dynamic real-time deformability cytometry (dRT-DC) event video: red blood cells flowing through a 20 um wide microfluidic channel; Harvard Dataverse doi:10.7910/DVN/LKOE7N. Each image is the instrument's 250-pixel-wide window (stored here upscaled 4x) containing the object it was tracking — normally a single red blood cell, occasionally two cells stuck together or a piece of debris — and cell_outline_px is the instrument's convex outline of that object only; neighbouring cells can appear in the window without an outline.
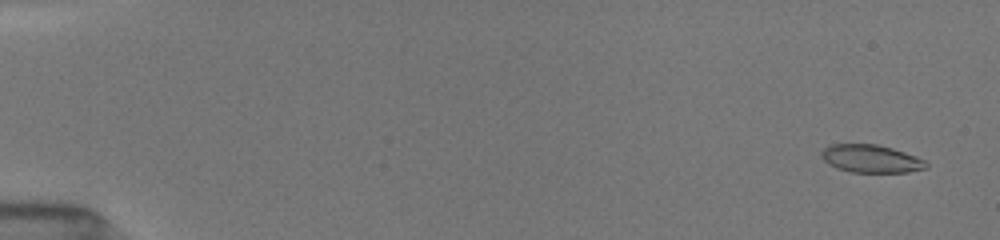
{"species": "common noctule bat (a hibernating species)", "species_latin": "Nyctalus noctula", "temperature_condition": "room temperature", "stored_images_in_passage": 117, "camera_frame_rate_fps": 3000, "um_per_image_px": 0.085, "animal": {"sex": "female", "body_mass_g": 19.5, "forearm_length_mm": 54.1}, "frame": {"image": 1, "passage_image": 7, "time_ms": 0.667, "image_size_px": [1000, 240], "cell_outline_px": [[928, 168], [908, 172], [848, 172], [836, 168], [828, 164], [820, 156], [820, 152], [828, 144], [876, 144], [892, 148], [916, 156], [924, 160], [928, 164]], "centroid_in_image_um": [74.0, 13.49], "position_along_channel_um": 11.0, "area_um2": 17.17}}
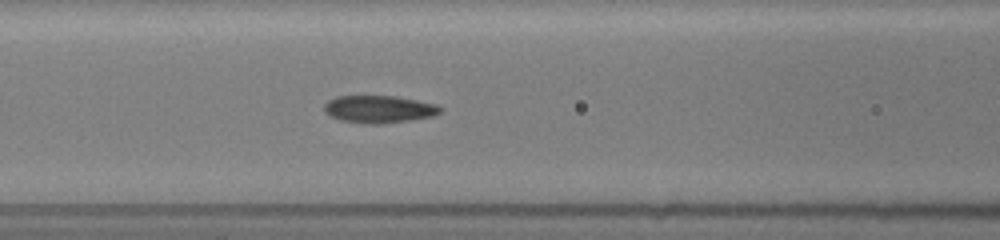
{"frame": {"image": 2, "passage_image": 53, "time_ms": 7.667, "image_size_px": [1000, 240], "cell_outline_px": [[444, 108], [440, 112], [432, 116], [412, 120], [384, 124], [372, 124], [340, 120], [324, 112], [324, 104], [328, 100], [336, 96], [396, 96], [436, 104]], "centroid_in_image_um": [32.22, 9.28], "position_along_channel_um": 134.4, "area_um2": 18.61}}
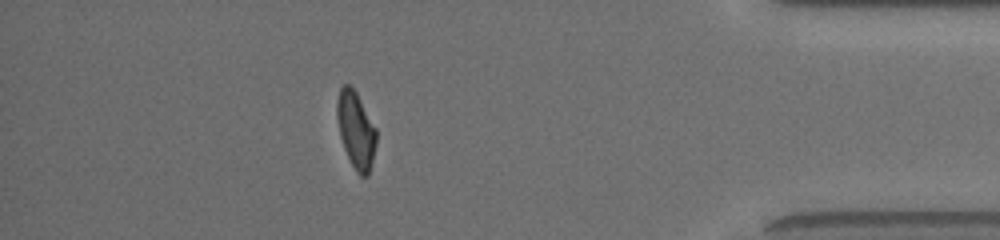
{"frame": {"image": 3, "passage_image": 102, "time_ms": 15.333, "image_size_px": [1000, 240], "cell_outline_px": [[376, 144], [368, 176], [360, 176], [356, 172], [344, 148], [340, 136], [336, 116], [336, 100], [340, 88], [344, 84], [348, 84], [356, 92], [376, 128]], "centroid_in_image_um": [30.24, 11.03], "position_along_channel_um": 405.0, "area_um2": 17.46}, "authors_computed_cell_mechanics": {"area_um2": 18.0336, "velocity_mm_per_s": 4.0068, "shape_relaxation_time_tau1_ms": 4.8732, "shape_relaxation_time_tau2_ms": 1.4955, "deformation_change_tau1": 0.1828, "deformation_change_tau2": 0.0843}}